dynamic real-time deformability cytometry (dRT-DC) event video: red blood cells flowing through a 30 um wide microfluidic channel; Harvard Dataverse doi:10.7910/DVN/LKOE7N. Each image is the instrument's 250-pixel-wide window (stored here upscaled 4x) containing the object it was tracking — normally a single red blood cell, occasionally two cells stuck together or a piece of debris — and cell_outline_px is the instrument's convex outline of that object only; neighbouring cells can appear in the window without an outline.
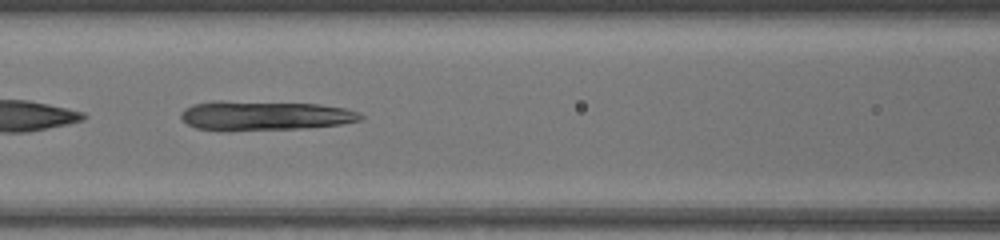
{"species": "common noctule bat (a hibernating species)", "species_latin": "Nyctalus noctula", "temperature_condition": "warm", "stored_images_in_passage": 47, "camera_frame_rate_fps": 3000, "um_per_image_px": 0.085, "animal": {"sex": "female", "body_mass_g": 17.0, "forearm_length_mm": 48.0}, "frame": {"image": 1, "passage_image": 22, "time_ms": 7.0, "image_size_px": [1000, 240], "cell_outline_px": [[364, 120], [340, 124], [308, 128], [228, 132], [196, 128], [188, 124], [180, 116], [180, 112], [184, 108], [192, 104], [212, 100], [220, 100], [320, 104], [348, 108], [360, 112], [364, 116]], "centroid_in_image_um": [22.49, 9.83], "position_along_channel_um": 144.1, "area_um2": 31.91}}
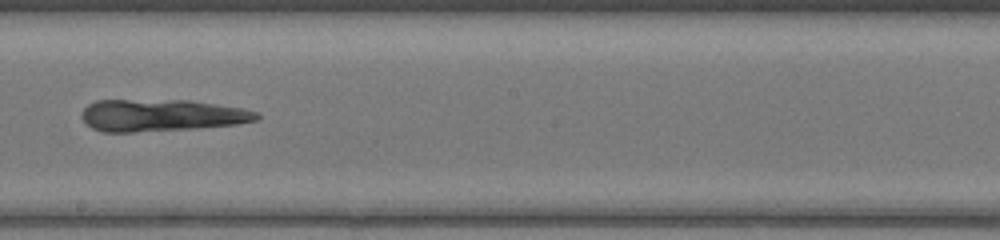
{"frame": {"image": 2, "passage_image": 28, "time_ms": 9.0, "image_size_px": [1000, 240], "cell_outline_px": [[260, 116], [256, 120], [236, 124], [196, 128], [132, 132], [104, 132], [92, 128], [80, 116], [84, 108], [88, 104], [96, 100], [188, 100], [244, 108], [260, 112]], "centroid_in_image_um": [13.73, 9.79], "position_along_channel_um": 234.5, "area_um2": 32.66}}
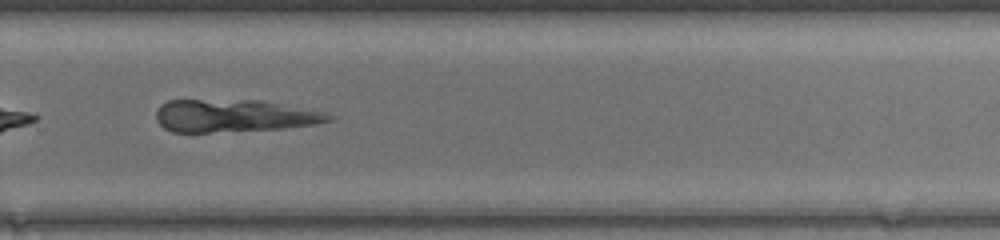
{"frame": {"image": 3, "passage_image": 33, "time_ms": 10.667, "image_size_px": [1000, 240], "cell_outline_px": [[336, 116], [332, 120], [316, 124], [284, 128], [208, 132], [172, 132], [164, 128], [156, 120], [156, 108], [160, 104], [168, 100], [260, 100], [328, 112]], "centroid_in_image_um": [19.91, 9.83], "position_along_channel_um": 309.9, "area_um2": 32.95}}